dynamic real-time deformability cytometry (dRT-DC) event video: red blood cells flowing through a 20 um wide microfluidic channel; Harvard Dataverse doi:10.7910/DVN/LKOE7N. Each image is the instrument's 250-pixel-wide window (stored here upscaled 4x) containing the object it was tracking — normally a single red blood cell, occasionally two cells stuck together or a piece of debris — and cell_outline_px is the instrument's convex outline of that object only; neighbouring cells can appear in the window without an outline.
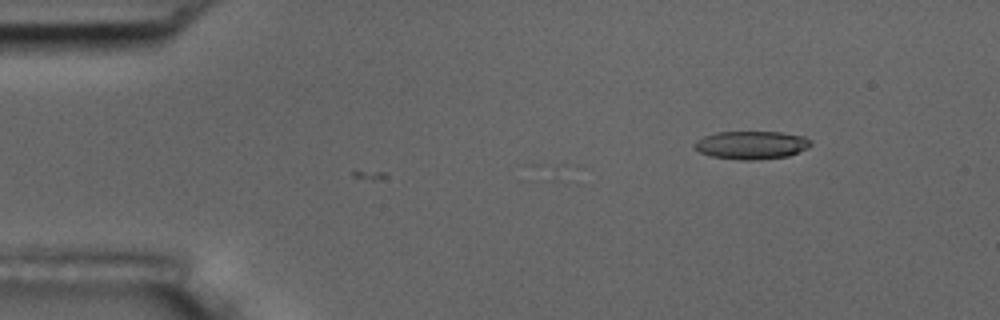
{"species": "common noctule bat (a hibernating species)", "species_latin": "Nyctalus noctula", "temperature_condition": "room temperature", "stored_images_in_passage": 9, "camera_frame_rate_fps": 3000, "um_per_image_px": 0.085, "animal": {"sex": "male", "body_mass_g": 17.5, "forearm_length_mm": 52.3}, "frame": {"image": 1, "passage_image": 9, "time_ms": 2.667, "image_size_px": [1000, 320], "cell_outline_px": [[812, 144], [808, 148], [788, 156], [752, 160], [740, 160], [712, 156], [700, 152], [692, 148], [692, 144], [696, 140], [704, 136], [716, 132], [780, 132], [804, 136]], "centroid_in_image_um": [63.83, 12.32], "position_along_channel_um": 21.2, "area_um2": 19.07}}